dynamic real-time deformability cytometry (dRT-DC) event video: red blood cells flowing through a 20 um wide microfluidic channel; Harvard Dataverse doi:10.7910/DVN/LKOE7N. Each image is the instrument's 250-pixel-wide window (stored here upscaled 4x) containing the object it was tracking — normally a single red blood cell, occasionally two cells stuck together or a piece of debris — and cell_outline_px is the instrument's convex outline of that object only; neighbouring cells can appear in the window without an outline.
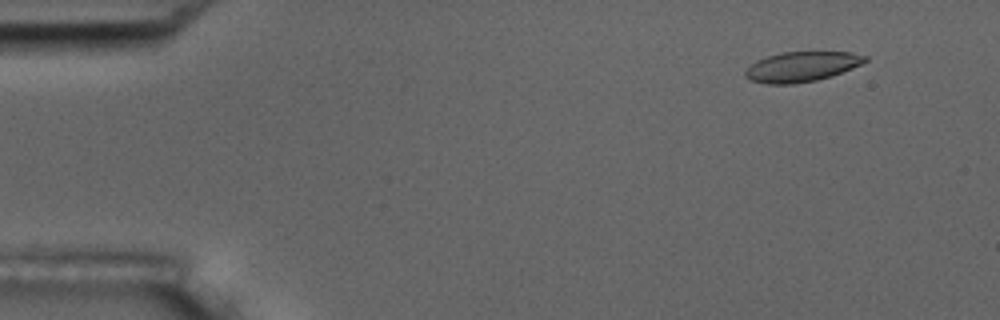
{"species": "common noctule bat (a hibernating species)", "species_latin": "Nyctalus noctula", "temperature_condition": "room temperature", "stored_images_in_passage": 4, "camera_frame_rate_fps": 3000, "um_per_image_px": 0.085, "animal": {"sex": "male", "body_mass_g": 17.5, "forearm_length_mm": 52.3}, "frame": {"image": 1, "passage_image": 1, "time_ms": 0.0, "image_size_px": [1000, 320], "cell_outline_px": [[868, 60], [852, 68], [832, 76], [816, 80], [792, 84], [768, 84], [752, 80], [744, 76], [744, 72], [756, 60], [780, 52], [852, 52], [868, 56]], "centroid_in_image_um": [68.15, 5.66], "position_along_channel_um": 16.8, "area_um2": 20.87}}
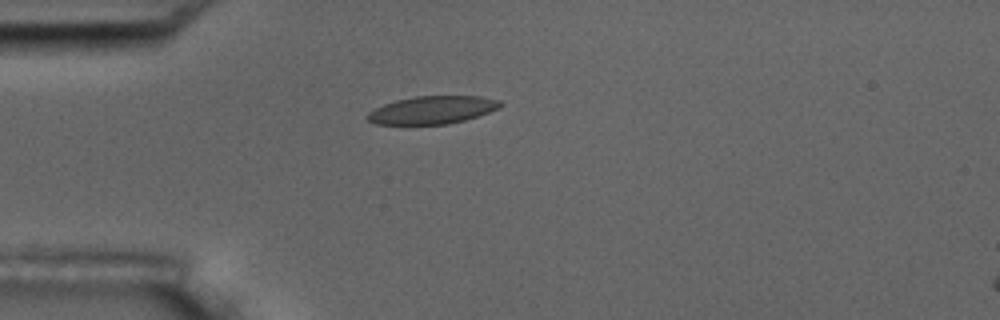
{"frame": {"image": 2, "passage_image": 4, "time_ms": 3.333, "image_size_px": [1000, 320], "cell_outline_px": [[504, 104], [488, 112], [464, 120], [448, 124], [376, 124], [368, 120], [364, 116], [368, 112], [384, 104], [396, 100], [416, 96], [480, 96], [500, 100]], "centroid_in_image_um": [36.72, 9.34], "position_along_channel_um": 48.3, "area_um2": 21.39}}